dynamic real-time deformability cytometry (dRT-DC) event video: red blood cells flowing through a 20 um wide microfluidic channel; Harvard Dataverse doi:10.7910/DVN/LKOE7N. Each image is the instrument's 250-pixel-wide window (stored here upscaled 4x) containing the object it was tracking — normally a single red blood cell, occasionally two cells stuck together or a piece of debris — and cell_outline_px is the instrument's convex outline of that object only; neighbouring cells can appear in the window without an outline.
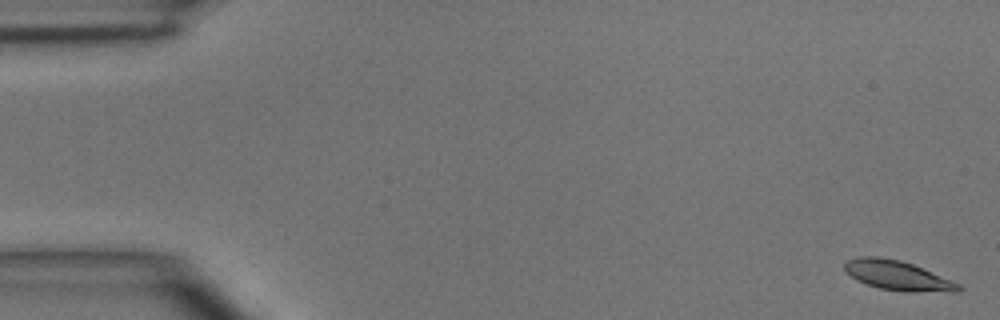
{"species": "common noctule bat (a hibernating species)", "species_latin": "Nyctalus noctula", "temperature_condition": "room temperature", "stored_images_in_passage": 5, "camera_frame_rate_fps": 3000, "um_per_image_px": 0.085, "animal": {"sex": "male", "body_mass_g": 15.6}, "frame": {"image": 1, "passage_image": 1, "time_ms": 0.0, "image_size_px": [1000, 320], "cell_outline_px": [[964, 288], [960, 292], [904, 292], [880, 288], [856, 280], [844, 268], [844, 260], [856, 256], [876, 256], [900, 260], [912, 264], [952, 280], [960, 284]], "centroid_in_image_um": [76.32, 23.42], "position_along_channel_um": 8.7, "area_um2": 19.83}}
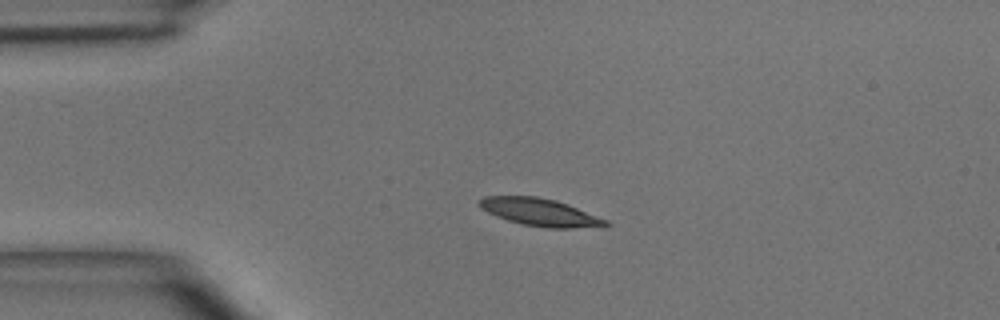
{"frame": {"image": 2, "passage_image": 4, "time_ms": 3.333, "image_size_px": [1000, 320], "cell_outline_px": [[612, 224], [572, 228], [548, 228], [524, 224], [508, 220], [496, 216], [480, 208], [476, 204], [476, 200], [484, 196], [536, 196], [556, 200], [568, 204], [608, 220]], "centroid_in_image_um": [45.84, 18.02], "position_along_channel_um": 39.2, "area_um2": 20.17}}